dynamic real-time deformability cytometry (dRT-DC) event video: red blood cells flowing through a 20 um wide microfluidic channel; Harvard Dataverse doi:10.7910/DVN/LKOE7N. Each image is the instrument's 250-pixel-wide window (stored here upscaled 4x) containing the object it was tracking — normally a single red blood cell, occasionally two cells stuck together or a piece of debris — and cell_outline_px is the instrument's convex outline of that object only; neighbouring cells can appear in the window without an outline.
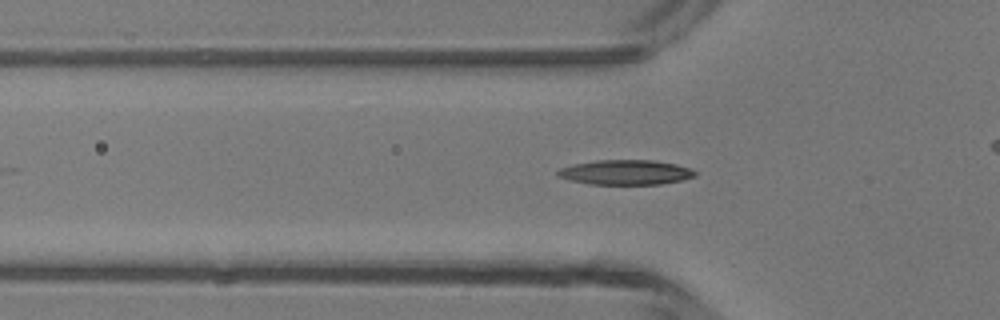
{"species": "common noctule bat (a hibernating species)", "species_latin": "Nyctalus noctula", "temperature_condition": "room temperature", "stored_images_in_passage": 39, "camera_frame_rate_fps": 3000, "um_per_image_px": 0.085, "animal": {"sex": "male", "body_mass_g": 13.3}, "frame": {"image": 1, "passage_image": 16, "time_ms": 5.0, "image_size_px": [1000, 320], "cell_outline_px": [[696, 176], [680, 180], [660, 184], [588, 184], [568, 180], [556, 176], [556, 172], [560, 168], [572, 164], [596, 160], [652, 160], [676, 164], [692, 168], [696, 172]], "centroid_in_image_um": [53.14, 14.64], "position_along_channel_um": 72.7, "area_um2": 20.0}}
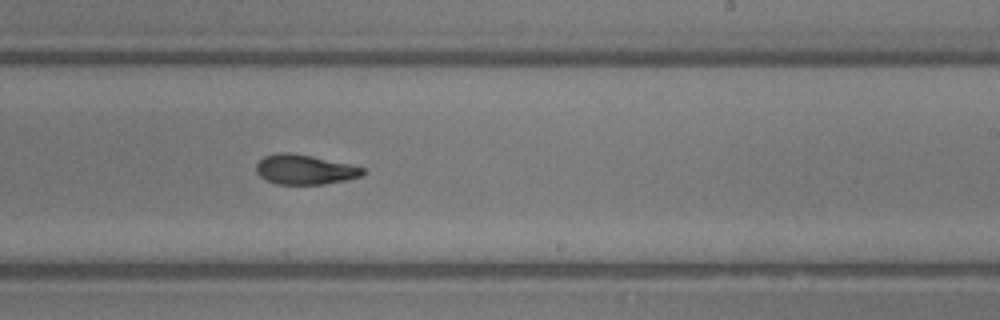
{"frame": {"image": 2, "passage_image": 29, "time_ms": 9.333, "image_size_px": [1000, 320], "cell_outline_px": [[368, 172], [360, 176], [348, 180], [324, 184], [276, 184], [264, 180], [256, 172], [256, 164], [264, 156], [276, 152], [288, 152], [348, 164], [364, 168]], "centroid_in_image_um": [25.88, 14.42], "position_along_channel_um": 263.1, "area_um2": 18.44}}
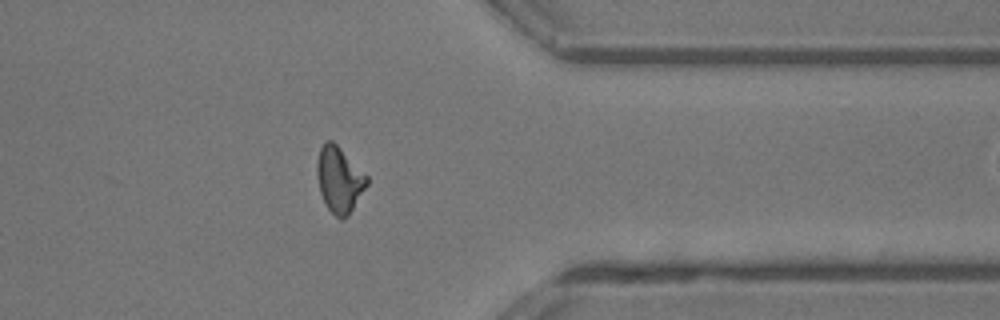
{"frame": {"image": 3, "passage_image": 38, "time_ms": 12.333, "image_size_px": [1000, 320], "cell_outline_px": [[368, 184], [348, 216], [340, 220], [328, 208], [320, 192], [316, 176], [316, 164], [320, 148], [324, 140], [332, 140], [368, 176]], "centroid_in_image_um": [28.83, 15.25], "position_along_channel_um": 382.6, "area_um2": 19.07}}